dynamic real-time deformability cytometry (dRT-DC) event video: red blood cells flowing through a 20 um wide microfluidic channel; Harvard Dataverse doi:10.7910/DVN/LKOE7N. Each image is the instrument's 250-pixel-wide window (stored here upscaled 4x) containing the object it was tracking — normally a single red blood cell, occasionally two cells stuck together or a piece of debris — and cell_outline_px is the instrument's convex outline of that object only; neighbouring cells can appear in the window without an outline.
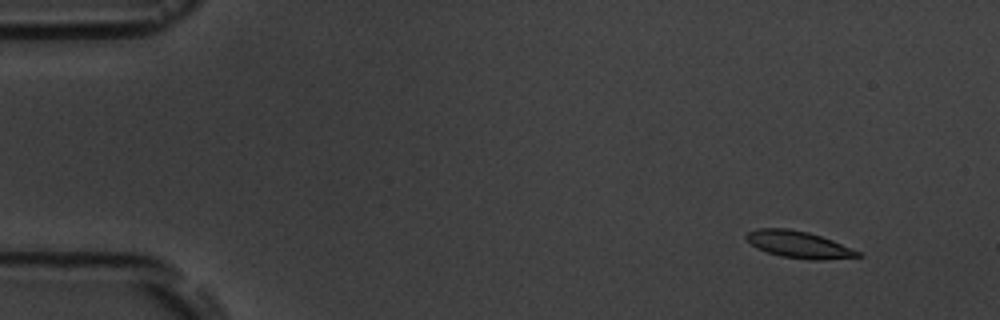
{"species": "common noctule bat (a hibernating species)", "species_latin": "Nyctalus noctula", "temperature_condition": "room temperature", "stored_images_in_passage": 7, "camera_frame_rate_fps": 3000, "um_per_image_px": 0.085, "animal": {"sex": "male", "body_mass_g": 19.5, "forearm_length_mm": 54.6}, "frame": {"image": 1, "passage_image": 2, "time_ms": 1.0, "image_size_px": [1000, 320], "cell_outline_px": [[864, 256], [824, 260], [808, 260], [780, 256], [756, 248], [744, 236], [748, 232], [756, 228], [788, 228], [808, 232], [832, 240], [860, 252]], "centroid_in_image_um": [67.89, 20.79], "position_along_channel_um": 17.1, "area_um2": 17.46}}
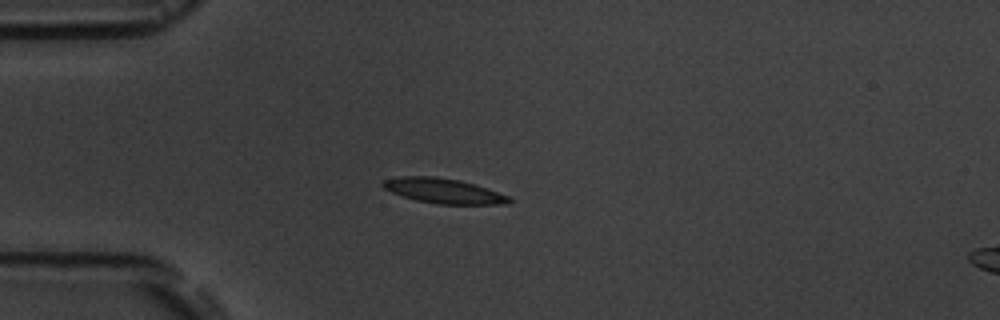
{"frame": {"image": 2, "passage_image": 5, "time_ms": 4.333, "image_size_px": [1000, 320], "cell_outline_px": [[512, 200], [508, 204], [436, 204], [416, 200], [392, 192], [384, 188], [380, 184], [384, 180], [404, 176], [436, 176], [460, 180], [508, 196]], "centroid_in_image_um": [37.67, 16.22], "position_along_channel_um": 47.3, "area_um2": 18.03}}
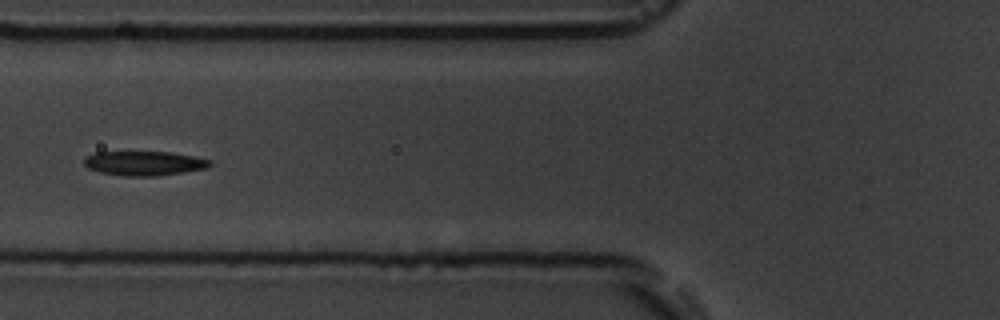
{"frame": {"image": 3, "passage_image": 7, "time_ms": 6.667, "image_size_px": [1000, 320], "cell_outline_px": [[212, 164], [208, 168], [184, 172], [156, 176], [124, 176], [100, 172], [88, 168], [84, 164], [84, 156], [96, 152], [172, 152], [212, 160]], "centroid_in_image_um": [12.26, 13.88], "position_along_channel_um": 113.5, "area_um2": 17.98}}